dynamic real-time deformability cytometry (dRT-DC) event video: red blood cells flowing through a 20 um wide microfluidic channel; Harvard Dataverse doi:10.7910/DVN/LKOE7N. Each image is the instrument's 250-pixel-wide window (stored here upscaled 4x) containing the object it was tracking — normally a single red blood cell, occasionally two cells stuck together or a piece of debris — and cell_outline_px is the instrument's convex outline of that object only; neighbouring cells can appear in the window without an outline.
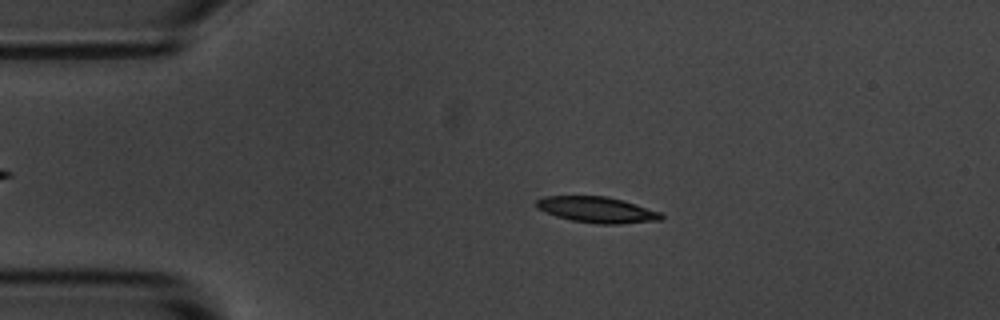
{"species": "common noctule bat (a hibernating species)", "species_latin": "Nyctalus noctula", "temperature_condition": "room temperature", "stored_images_in_passage": 3, "camera_frame_rate_fps": 3000, "um_per_image_px": 0.085, "animal": {"sex": "male", "body_mass_g": 20.1, "forearm_length_mm": 53.5}, "frame": {"image": 1, "passage_image": 2, "time_ms": 1.0, "image_size_px": [1000, 320], "cell_outline_px": [[664, 220], [620, 224], [596, 224], [572, 220], [556, 216], [544, 212], [536, 208], [536, 200], [544, 196], [608, 196], [624, 200], [660, 212], [664, 216]], "centroid_in_image_um": [50.76, 17.83], "position_along_channel_um": 34.2, "area_um2": 19.07}}